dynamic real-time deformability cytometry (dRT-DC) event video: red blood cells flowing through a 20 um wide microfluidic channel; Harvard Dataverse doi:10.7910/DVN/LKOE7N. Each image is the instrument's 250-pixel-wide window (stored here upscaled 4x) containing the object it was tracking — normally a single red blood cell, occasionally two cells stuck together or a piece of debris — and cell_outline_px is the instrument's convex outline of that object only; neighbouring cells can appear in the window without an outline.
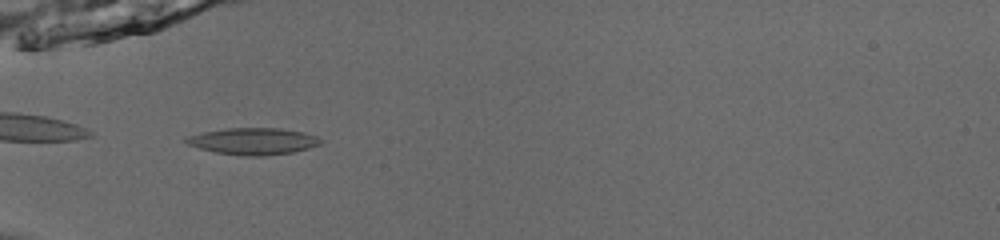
{"species": "common noctule bat (a hibernating species)", "species_latin": "Nyctalus noctula", "temperature_condition": "room temperature", "stored_images_in_passage": 36, "camera_frame_rate_fps": 3000, "um_per_image_px": 0.085, "animal": {"sex": "male", "body_mass_g": 13.0, "forearm_length_mm": 53.1}, "frame": {"image": 1, "passage_image": 2, "time_ms": 0.333, "image_size_px": [1000, 240], "cell_outline_px": [[324, 140], [320, 144], [308, 148], [292, 152], [264, 156], [244, 156], [216, 152], [200, 148], [188, 144], [184, 140], [184, 136], [224, 128], [280, 128], [304, 132], [316, 136]], "centroid_in_image_um": [21.52, 12.0], "position_along_channel_um": 63.5, "area_um2": 20.98}}
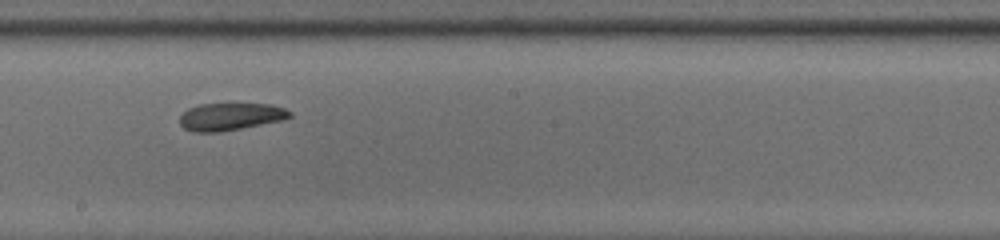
{"frame": {"image": 2, "passage_image": 15, "time_ms": 4.667, "image_size_px": [1000, 240], "cell_outline_px": [[292, 116], [284, 120], [220, 132], [192, 132], [184, 128], [180, 124], [180, 116], [188, 108], [200, 104], [272, 104], [284, 108], [292, 112]], "centroid_in_image_um": [19.6, 9.91], "position_along_channel_um": 228.6, "area_um2": 17.63}}
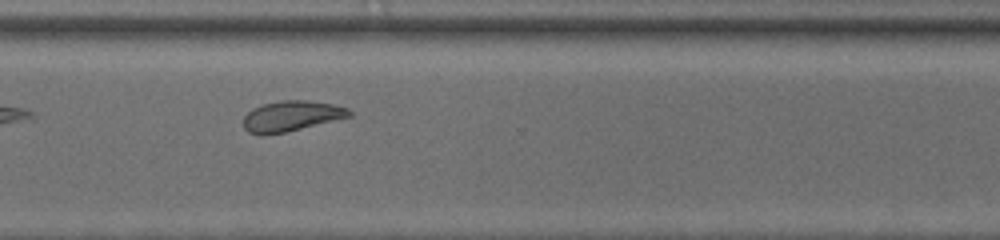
{"frame": {"image": 3, "passage_image": 24, "time_ms": 7.667, "image_size_px": [1000, 240], "cell_outline_px": [[352, 116], [284, 132], [264, 136], [260, 136], [248, 132], [244, 128], [244, 116], [252, 108], [264, 104], [280, 100], [308, 100], [332, 104], [348, 108], [352, 112]], "centroid_in_image_um": [24.74, 9.87], "position_along_channel_um": 345.9, "area_um2": 18.79}, "authors_computed_cell_mechanics": {"area_um2": 18.9295, "velocity_mm_per_s": 3.923, "shape_relaxation_time_tau1_ms": 9.0704, "shape_relaxation_time_tau2_ms": 3.7228, "deformation_change_tau1": 0.2094, "deformation_change_tau2": 0.0862}}